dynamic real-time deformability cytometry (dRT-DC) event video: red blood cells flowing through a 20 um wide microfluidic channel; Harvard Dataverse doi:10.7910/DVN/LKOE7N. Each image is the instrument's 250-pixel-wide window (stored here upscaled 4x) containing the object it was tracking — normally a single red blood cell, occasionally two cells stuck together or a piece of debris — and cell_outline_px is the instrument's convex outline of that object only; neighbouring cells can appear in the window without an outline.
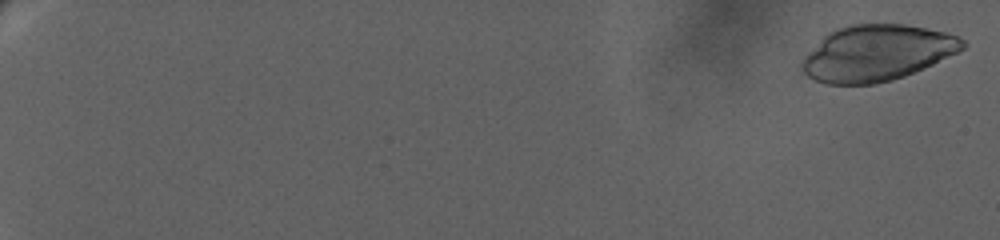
{"species": "human", "species_latin": "Homo sapiens", "temperature_condition": "warm", "stored_images_in_passage": 68, "camera_frame_rate_fps": 3000, "um_per_image_px": 0.085, "donor": {"sex": "female"}, "frame": {"image": 1, "passage_image": 1, "time_ms": 0.0, "image_size_px": [1000, 240], "cell_outline_px": [[968, 44], [964, 48], [924, 68], [904, 76], [892, 80], [876, 84], [824, 84], [808, 76], [800, 68], [800, 64], [804, 56], [828, 32], [852, 24], [904, 24], [944, 32], [960, 36]], "centroid_in_image_um": [74.52, 4.51], "position_along_channel_um": 10.5, "area_um2": 52.14}}
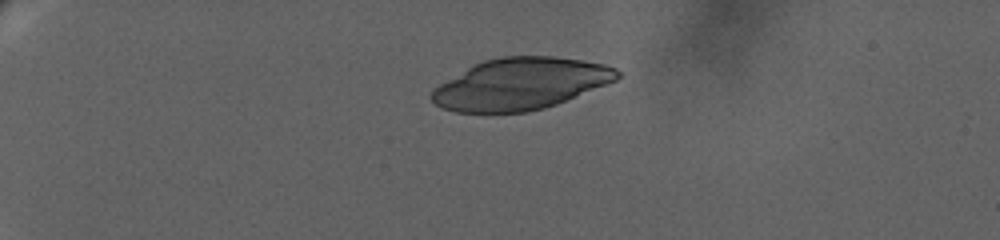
{"frame": {"image": 2, "passage_image": 20, "time_ms": 6.0, "image_size_px": [1000, 240], "cell_outline_px": [[620, 76], [616, 80], [556, 104], [544, 108], [524, 112], [456, 112], [440, 108], [428, 96], [432, 88], [472, 64], [484, 60], [500, 56], [552, 56], [580, 60], [604, 64], [616, 68], [620, 72]], "centroid_in_image_um": [44.18, 7.12], "position_along_channel_um": 40.8, "area_um2": 55.83}}